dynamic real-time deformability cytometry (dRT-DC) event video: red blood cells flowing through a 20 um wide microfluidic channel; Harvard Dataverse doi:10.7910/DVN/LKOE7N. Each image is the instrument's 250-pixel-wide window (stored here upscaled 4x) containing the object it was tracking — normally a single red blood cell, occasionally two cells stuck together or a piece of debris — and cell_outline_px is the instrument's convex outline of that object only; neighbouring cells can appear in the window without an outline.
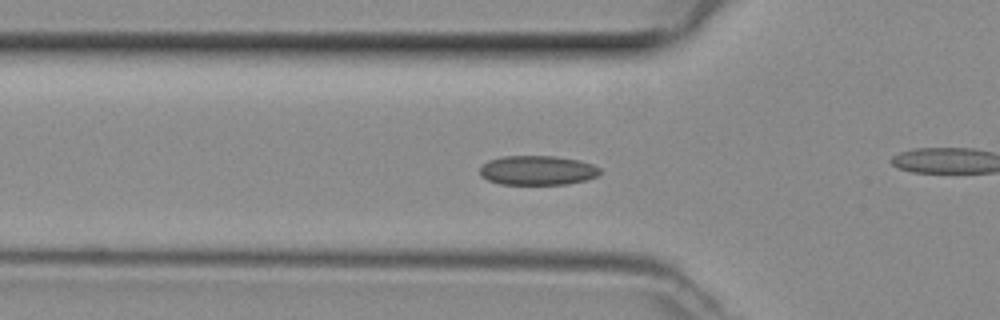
{"species": "common noctule bat (a hibernating species)", "species_latin": "Nyctalus noctula", "temperature_condition": "room temperature", "stored_images_in_passage": 50, "camera_frame_rate_fps": 3000, "um_per_image_px": 0.085, "animal": {"sex": "female", "body_mass_g": 29.2, "forearm_length_mm": 56.3}, "frame": {"image": 1, "passage_image": 17, "time_ms": 5.333, "image_size_px": [1000, 320], "cell_outline_px": [[600, 176], [588, 180], [568, 184], [500, 184], [488, 180], [480, 176], [480, 168], [488, 160], [500, 156], [556, 156], [580, 160], [592, 164], [600, 168]], "centroid_in_image_um": [45.71, 14.48], "position_along_channel_um": 80.1, "area_um2": 20.87}}
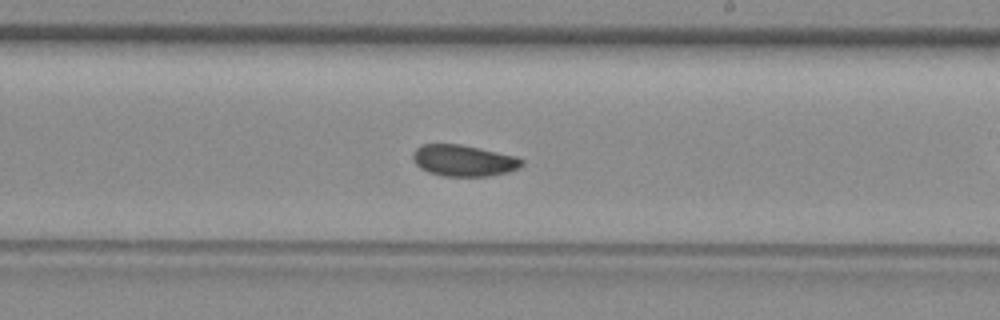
{"frame": {"image": 2, "passage_image": 29, "time_ms": 9.333, "image_size_px": [1000, 320], "cell_outline_px": [[524, 164], [520, 168], [508, 172], [488, 176], [444, 176], [428, 172], [420, 168], [416, 164], [412, 156], [412, 152], [416, 148], [424, 144], [460, 144], [480, 148], [516, 156], [524, 160]], "centroid_in_image_um": [39.42, 13.65], "position_along_channel_um": 249.6, "area_um2": 20.0}}
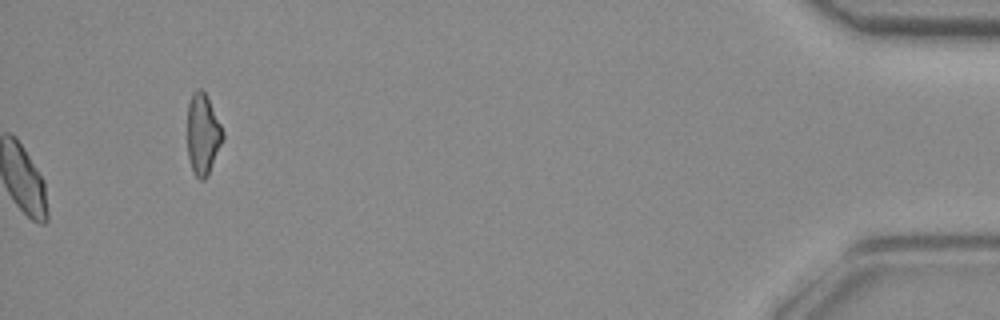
{"frame": {"image": 3, "passage_image": 50, "time_ms": 16.333, "image_size_px": [1000, 320], "cell_outline_px": [[224, 140], [208, 176], [204, 180], [200, 180], [192, 172], [188, 156], [188, 104], [192, 92], [200, 88], [204, 92], [224, 132]], "centroid_in_image_um": [17.25, 11.47], "position_along_channel_um": 418.0, "area_um2": 16.7}}